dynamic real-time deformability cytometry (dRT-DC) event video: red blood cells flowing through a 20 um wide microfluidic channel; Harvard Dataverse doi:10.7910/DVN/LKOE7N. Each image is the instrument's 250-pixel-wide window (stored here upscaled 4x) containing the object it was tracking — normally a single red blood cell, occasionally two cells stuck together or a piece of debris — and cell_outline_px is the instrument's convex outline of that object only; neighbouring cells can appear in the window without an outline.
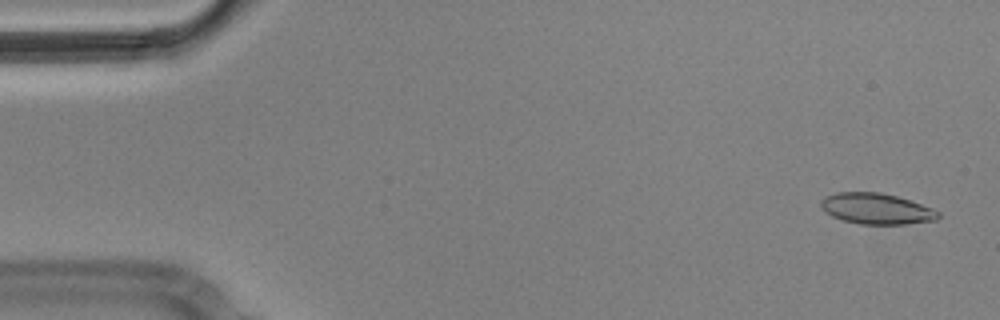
{"species": "Egyptian fruit bat (a non-hibernating species)", "species_latin": "Rousettus aegyptiacus", "temperature_condition": "cold", "stored_images_in_passage": 6, "camera_frame_rate_fps": 3000, "um_per_image_px": 0.085, "animal": {"sex": "male"}, "frame": {"image": 1, "passage_image": 1, "time_ms": 0.0, "image_size_px": [1000, 320], "cell_outline_px": [[940, 216], [936, 220], [904, 224], [860, 224], [844, 220], [832, 216], [824, 212], [820, 204], [820, 200], [824, 196], [836, 192], [880, 192], [896, 196], [932, 208], [940, 212]], "centroid_in_image_um": [74.46, 17.73], "position_along_channel_um": 10.5, "area_um2": 21.1}}
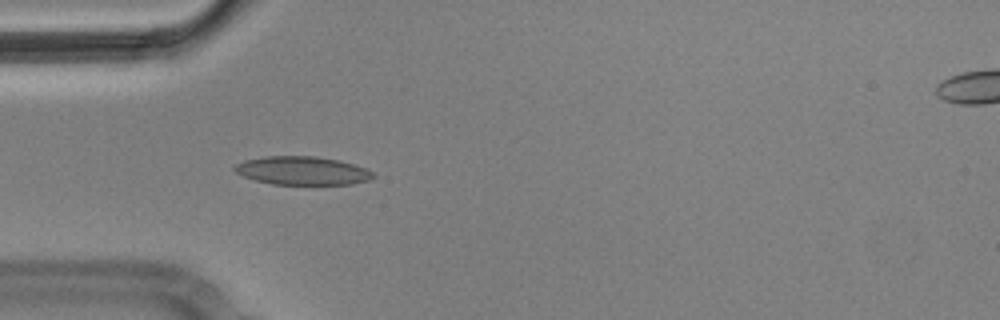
{"frame": {"image": 2, "passage_image": 5, "time_ms": 1.333, "image_size_px": [1000, 320], "cell_outline_px": [[376, 176], [368, 180], [352, 184], [272, 184], [256, 180], [244, 176], [236, 172], [232, 168], [236, 164], [244, 160], [264, 156], [316, 156], [340, 160], [364, 168], [372, 172]], "centroid_in_image_um": [25.68, 14.5], "position_along_channel_um": 59.3, "area_um2": 22.83}}